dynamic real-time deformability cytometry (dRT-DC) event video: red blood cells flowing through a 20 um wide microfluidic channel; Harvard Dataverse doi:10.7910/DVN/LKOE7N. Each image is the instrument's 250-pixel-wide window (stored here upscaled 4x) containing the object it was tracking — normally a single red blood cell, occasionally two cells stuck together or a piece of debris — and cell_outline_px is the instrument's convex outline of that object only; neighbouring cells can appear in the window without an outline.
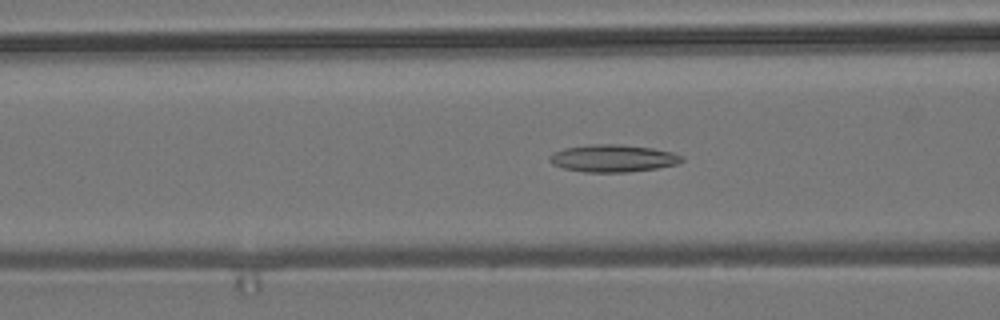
{"species": "common noctule bat (a hibernating species)", "species_latin": "Nyctalus noctula", "temperature_condition": "room temperature", "stored_images_in_passage": 53, "camera_frame_rate_fps": 3000, "um_per_image_px": 0.085, "animal": {"sex": "male", "body_mass_g": 19.2, "forearm_length_mm": 51.8}, "frame": {"image": 1, "passage_image": 20, "time_ms": 6.333, "image_size_px": [1000, 320], "cell_outline_px": [[684, 160], [676, 164], [656, 168], [628, 172], [584, 172], [564, 168], [552, 164], [548, 160], [548, 156], [552, 152], [564, 148], [592, 144], [620, 144], [652, 148], [672, 152], [684, 156]], "centroid_in_image_um": [52.08, 13.45], "position_along_channel_um": 114.5, "area_um2": 21.15}}
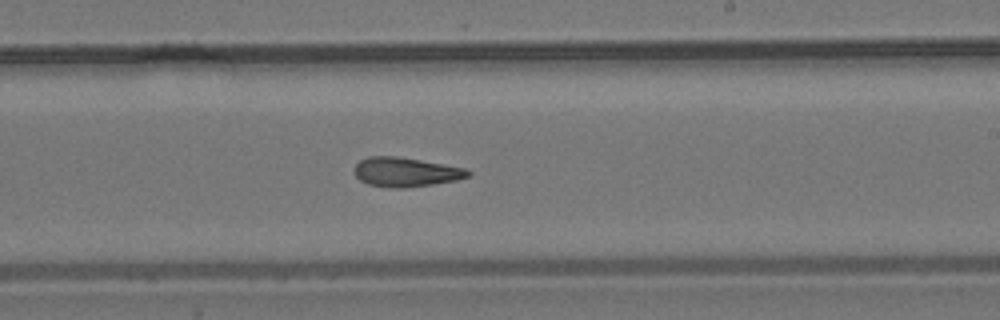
{"frame": {"image": 2, "passage_image": 31, "time_ms": 10.0, "image_size_px": [1000, 320], "cell_outline_px": [[472, 172], [468, 176], [456, 180], [432, 184], [404, 188], [388, 188], [368, 184], [360, 180], [352, 172], [356, 164], [360, 160], [368, 156], [396, 156], [420, 160], [464, 168]], "centroid_in_image_um": [34.43, 14.63], "position_along_channel_um": 254.6, "area_um2": 19.36}}
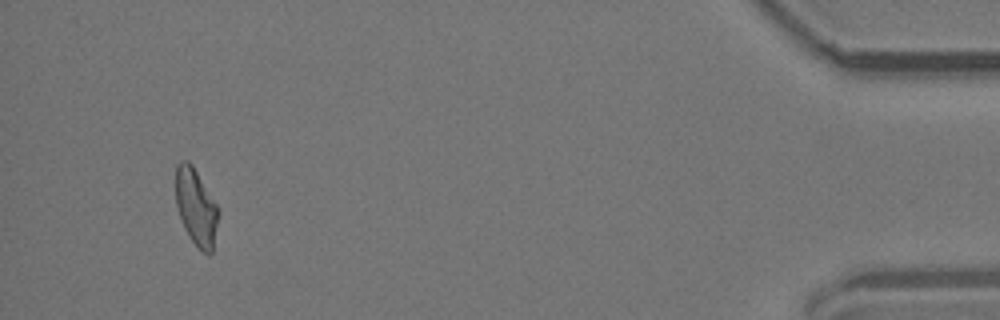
{"frame": {"image": 3, "passage_image": 50, "time_ms": 16.333, "image_size_px": [1000, 320], "cell_outline_px": [[220, 212], [212, 252], [208, 256], [188, 236], [184, 228], [176, 204], [176, 164], [180, 160], [188, 160], [192, 164], [216, 204]], "centroid_in_image_um": [16.67, 17.59], "position_along_channel_um": 418.5, "area_um2": 18.96}, "authors_computed_cell_mechanics": {"area_um2": 19.5942, "velocity_mm_per_s": 3.8137, "shape_relaxation_time_tau1_ms": null, "shape_relaxation_time_tau2_ms": 2.1266, "deformation_change_tau1": null, "deformation_change_tau2": 0.1019}}